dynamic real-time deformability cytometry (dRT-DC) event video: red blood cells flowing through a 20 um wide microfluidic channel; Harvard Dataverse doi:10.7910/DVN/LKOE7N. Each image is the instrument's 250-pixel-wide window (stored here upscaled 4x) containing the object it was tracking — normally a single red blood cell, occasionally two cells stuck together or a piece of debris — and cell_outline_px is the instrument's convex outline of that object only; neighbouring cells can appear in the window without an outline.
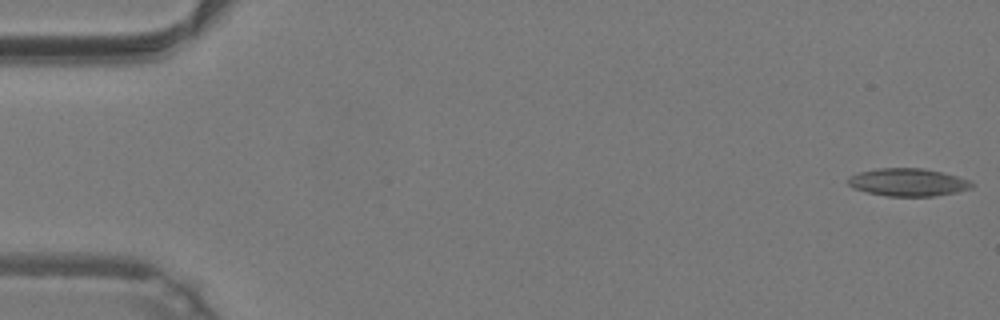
{"species": "common noctule bat (a hibernating species)", "species_latin": "Nyctalus noctula", "temperature_condition": "warm", "stored_images_in_passage": 10, "camera_frame_rate_fps": 3000, "um_per_image_px": 0.085, "animal": {"sex": "male", "body_mass_g": 19.2, "forearm_length_mm": 51.8}, "frame": {"image": 1, "passage_image": 1, "time_ms": 0.0, "image_size_px": [1000, 320], "cell_outline_px": [[972, 188], [956, 192], [932, 196], [888, 196], [868, 192], [852, 188], [848, 184], [848, 176], [860, 172], [876, 168], [920, 168], [940, 172], [972, 180]], "centroid_in_image_um": [77.16, 15.49], "position_along_channel_um": 7.8, "area_um2": 19.88}}